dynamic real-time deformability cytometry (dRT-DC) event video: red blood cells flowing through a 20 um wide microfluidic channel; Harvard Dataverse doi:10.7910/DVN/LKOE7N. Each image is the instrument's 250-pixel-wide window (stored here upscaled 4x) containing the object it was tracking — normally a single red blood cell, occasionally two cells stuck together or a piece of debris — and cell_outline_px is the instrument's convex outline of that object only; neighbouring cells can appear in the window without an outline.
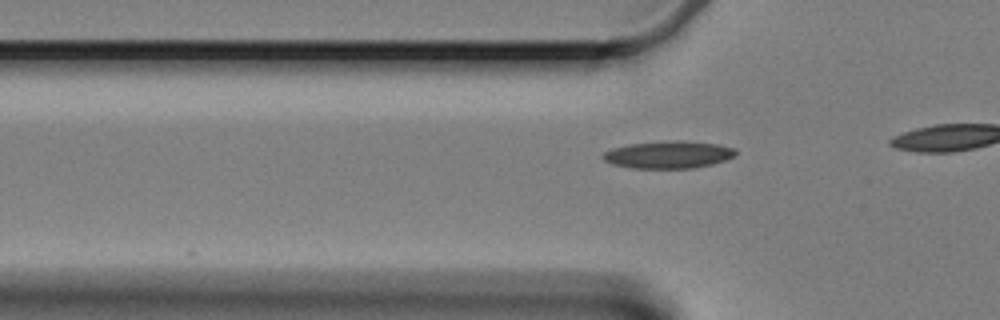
{"species": "Egyptian fruit bat (a non-hibernating species)", "species_latin": "Rousettus aegyptiacus", "temperature_condition": "cold", "stored_images_in_passage": 16, "camera_frame_rate_fps": 3000, "um_per_image_px": 0.085, "animal": {"sex": "female"}, "frame": {"image": 1, "passage_image": 10, "time_ms": 3.0, "image_size_px": [1000, 320], "cell_outline_px": [[736, 156], [712, 164], [692, 168], [632, 168], [612, 164], [604, 160], [600, 156], [604, 152], [612, 148], [632, 144], [676, 140], [680, 140], [716, 144], [736, 148]], "centroid_in_image_um": [56.82, 13.15], "position_along_channel_um": 69.0, "area_um2": 21.04}}
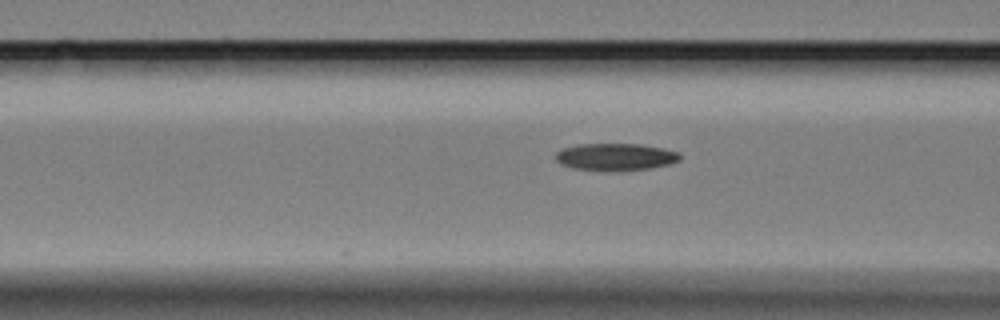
{"frame": {"image": 2, "passage_image": 14, "time_ms": 4.333, "image_size_px": [1000, 320], "cell_outline_px": [[680, 160], [668, 164], [652, 168], [576, 168], [560, 164], [556, 160], [556, 152], [564, 148], [580, 144], [640, 144], [664, 148], [680, 152]], "centroid_in_image_um": [52.36, 13.28], "position_along_channel_um": 114.2, "area_um2": 18.73}}